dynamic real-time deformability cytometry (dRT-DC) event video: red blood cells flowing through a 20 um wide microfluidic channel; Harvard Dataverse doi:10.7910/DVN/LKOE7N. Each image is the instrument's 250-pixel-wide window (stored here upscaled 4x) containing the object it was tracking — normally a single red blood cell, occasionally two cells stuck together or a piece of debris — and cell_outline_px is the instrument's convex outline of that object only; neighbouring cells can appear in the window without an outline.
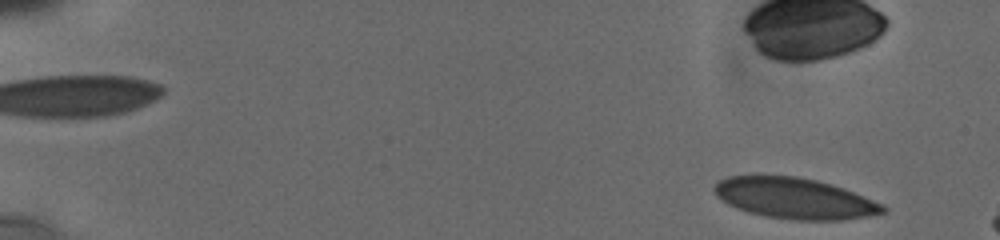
{"species": "human", "species_latin": "Homo sapiens", "temperature_condition": "cold", "stored_images_in_passage": 12, "camera_frame_rate_fps": 3000, "um_per_image_px": 0.085, "donor": {"sex": "male"}, "frame": {"image": 1, "passage_image": 1, "time_ms": 0.0, "image_size_px": [1000, 240], "cell_outline_px": [[888, 208], [884, 212], [864, 216], [840, 220], [800, 220], [768, 216], [748, 212], [736, 208], [724, 200], [712, 188], [720, 180], [728, 176], [756, 172], [796, 176], [816, 180], [844, 188], [884, 204]], "centroid_in_image_um": [67.51, 16.8], "position_along_channel_um": 17.5, "area_um2": 40.46}}